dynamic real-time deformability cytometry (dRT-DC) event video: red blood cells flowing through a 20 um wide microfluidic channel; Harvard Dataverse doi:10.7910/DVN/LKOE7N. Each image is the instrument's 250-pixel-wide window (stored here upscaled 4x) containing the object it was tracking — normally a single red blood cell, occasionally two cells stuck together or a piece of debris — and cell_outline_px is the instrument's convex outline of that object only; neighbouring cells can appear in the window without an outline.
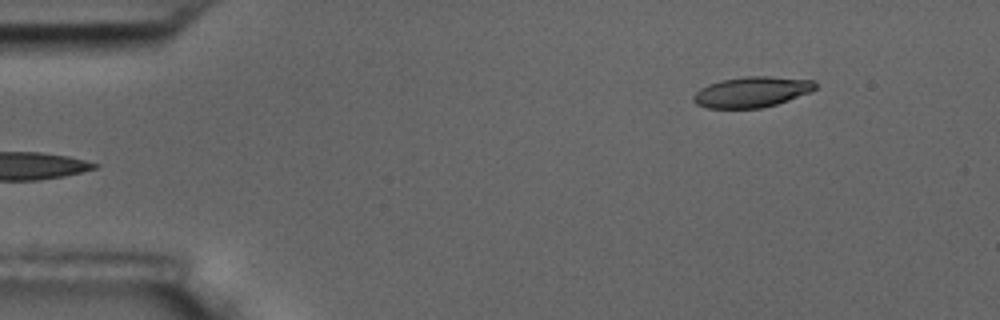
{"species": "common noctule bat (a hibernating species)", "species_latin": "Nyctalus noctula", "temperature_condition": "room temperature", "stored_images_in_passage": 4, "camera_frame_rate_fps": 3000, "um_per_image_px": 0.085, "animal": {"sex": "male", "body_mass_g": 17.5, "forearm_length_mm": 52.3}, "frame": {"image": 1, "passage_image": 4, "time_ms": 4.333, "image_size_px": [1000, 320], "cell_outline_px": [[816, 88], [812, 92], [776, 104], [760, 108], [708, 108], [696, 104], [692, 100], [692, 96], [700, 88], [708, 84], [720, 80], [744, 76], [768, 76], [816, 80]], "centroid_in_image_um": [63.91, 7.81], "position_along_channel_um": 21.1, "area_um2": 21.91}}